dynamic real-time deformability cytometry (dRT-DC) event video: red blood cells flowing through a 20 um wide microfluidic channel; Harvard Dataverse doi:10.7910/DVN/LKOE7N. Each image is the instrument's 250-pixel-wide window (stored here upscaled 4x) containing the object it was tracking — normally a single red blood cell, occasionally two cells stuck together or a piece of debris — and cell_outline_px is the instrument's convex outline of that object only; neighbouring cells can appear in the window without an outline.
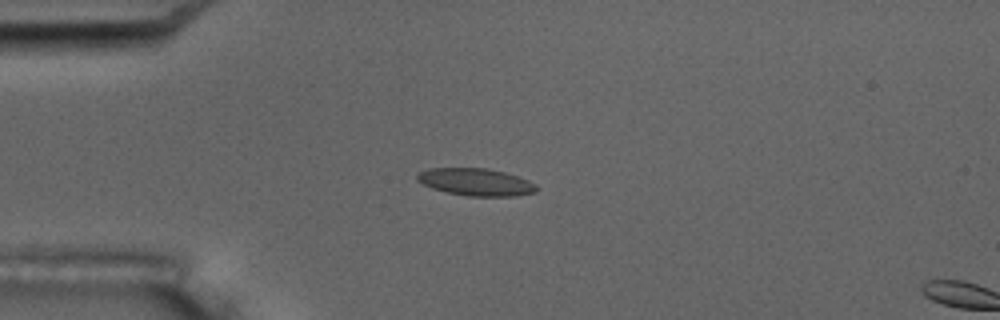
{"species": "common noctule bat (a hibernating species)", "species_latin": "Nyctalus noctula", "temperature_condition": "room temperature", "stored_images_in_passage": 3, "camera_frame_rate_fps": 3000, "um_per_image_px": 0.085, "animal": {"sex": "male", "body_mass_g": 17.5, "forearm_length_mm": 52.3}, "frame": {"image": 1, "passage_image": 2, "time_ms": 1.667, "image_size_px": [1000, 320], "cell_outline_px": [[536, 192], [516, 196], [468, 196], [448, 192], [432, 188], [416, 180], [416, 176], [420, 172], [428, 168], [488, 168], [504, 172], [528, 180], [536, 184]], "centroid_in_image_um": [40.45, 15.47], "position_along_channel_um": 44.6, "area_um2": 18.9}}